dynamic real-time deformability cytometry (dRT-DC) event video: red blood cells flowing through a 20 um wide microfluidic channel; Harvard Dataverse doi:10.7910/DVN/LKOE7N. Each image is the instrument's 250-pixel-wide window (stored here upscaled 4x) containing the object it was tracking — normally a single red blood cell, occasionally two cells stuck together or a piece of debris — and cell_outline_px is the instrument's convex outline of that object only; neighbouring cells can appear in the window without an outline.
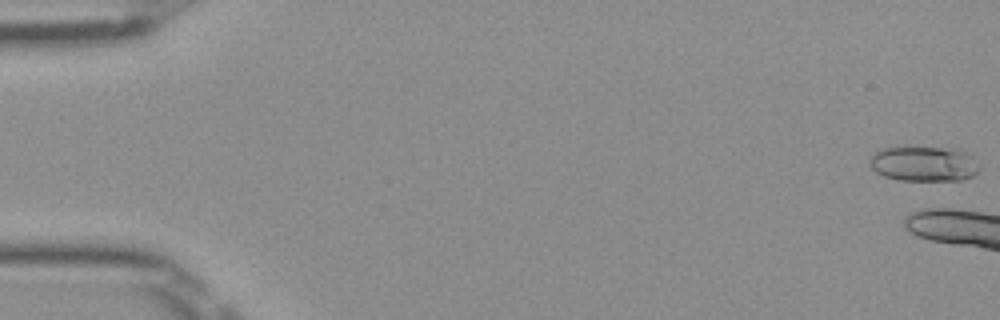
{"species": "Egyptian fruit bat (a non-hibernating species)", "species_latin": "Rousettus aegyptiacus", "temperature_condition": "room temperature", "stored_images_in_passage": 5, "camera_frame_rate_fps": 3000, "um_per_image_px": 0.085, "frame": {"image": 1, "passage_image": 1, "time_ms": 0.0, "image_size_px": [1000, 320], "cell_outline_px": [[980, 168], [972, 176], [960, 180], [896, 180], [884, 176], [876, 172], [868, 164], [868, 160], [880, 148], [960, 148]], "centroid_in_image_um": [78.47, 13.93], "position_along_channel_um": 6.5, "area_um2": 22.08}}